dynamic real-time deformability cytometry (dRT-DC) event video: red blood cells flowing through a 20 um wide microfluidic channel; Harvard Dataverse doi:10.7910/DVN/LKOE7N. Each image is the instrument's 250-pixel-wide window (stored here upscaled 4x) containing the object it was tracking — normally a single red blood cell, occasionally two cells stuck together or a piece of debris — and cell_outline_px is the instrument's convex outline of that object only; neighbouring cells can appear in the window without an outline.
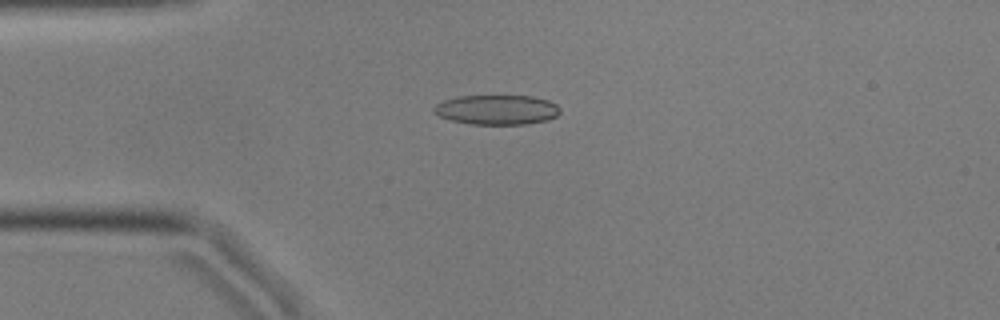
{"species": "common noctule bat (a hibernating species)", "species_latin": "Nyctalus noctula", "temperature_condition": "cold", "stored_images_in_passage": 55, "camera_frame_rate_fps": 3000, "um_per_image_px": 0.085, "animal": {"sex": "male", "body_mass_g": 17.9, "forearm_length_mm": 54.2}, "frame": {"image": 1, "passage_image": 13, "time_ms": 4.0, "image_size_px": [1000, 320], "cell_outline_px": [[560, 112], [556, 116], [548, 120], [528, 124], [472, 124], [452, 120], [440, 116], [432, 112], [432, 108], [436, 104], [444, 100], [456, 96], [532, 96], [548, 100], [556, 104], [560, 108]], "centroid_in_image_um": [42.23, 9.32], "position_along_channel_um": 42.8, "area_um2": 21.91}}
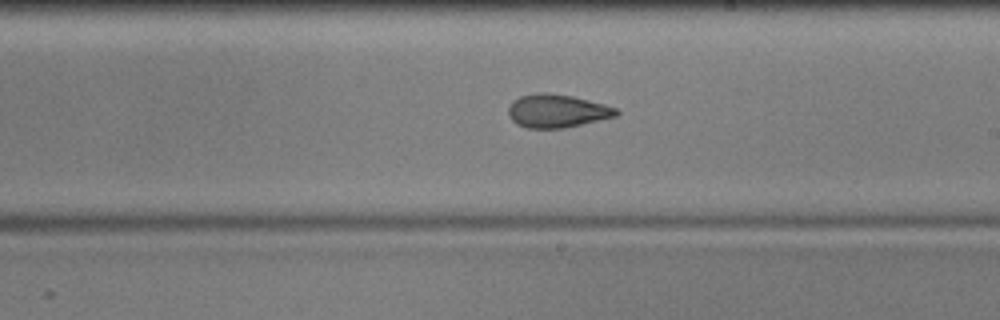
{"frame": {"image": 2, "passage_image": 31, "time_ms": 10.0, "image_size_px": [1000, 320], "cell_outline_px": [[620, 112], [616, 116], [564, 128], [528, 128], [516, 124], [508, 116], [508, 108], [512, 100], [520, 96], [536, 92], [548, 92], [572, 96], [604, 104], [616, 108]], "centroid_in_image_um": [47.3, 9.42], "position_along_channel_um": 241.7, "area_um2": 20.98}}
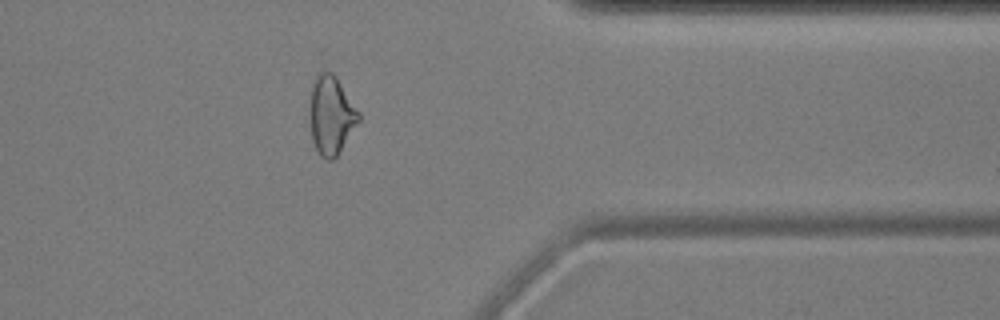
{"frame": {"image": 3, "passage_image": 44, "time_ms": 14.333, "image_size_px": [1000, 320], "cell_outline_px": [[360, 120], [336, 156], [332, 160], [328, 160], [320, 156], [312, 140], [308, 116], [308, 100], [312, 80], [316, 72], [332, 72], [336, 76], [360, 112]], "centroid_in_image_um": [28.09, 9.74], "position_along_channel_um": 383.3, "area_um2": 22.95}, "authors_computed_cell_mechanics": {"area_um2": 21.5016, "velocity_mm_per_s": 3.5928, "shape_relaxation_time_tau1_ms": 6.0902, "shape_relaxation_time_tau2_ms": 3.6865, "deformation_change_tau1": 0.1542, "deformation_change_tau2": 0.1112}}